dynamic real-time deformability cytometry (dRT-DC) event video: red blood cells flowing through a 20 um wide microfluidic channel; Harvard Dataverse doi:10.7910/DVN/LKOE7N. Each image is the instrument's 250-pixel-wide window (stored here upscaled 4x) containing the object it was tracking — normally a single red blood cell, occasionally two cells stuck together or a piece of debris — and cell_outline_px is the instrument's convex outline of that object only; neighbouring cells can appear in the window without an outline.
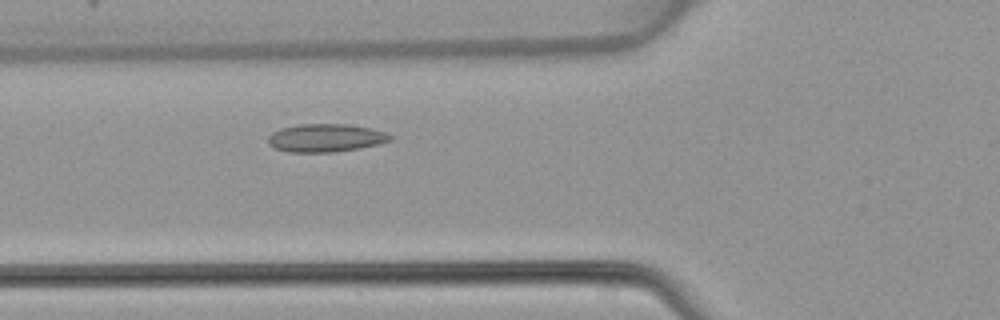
{"species": "common noctule bat (a hibernating species)", "species_latin": "Nyctalus noctula", "temperature_condition": "warm", "stored_images_in_passage": 42, "camera_frame_rate_fps": 3000, "um_per_image_px": 0.085, "animal": {"sex": "female", "body_mass_g": 22.7, "forearm_length_mm": 54.2}, "frame": {"image": 1, "passage_image": 12, "time_ms": 3.667, "image_size_px": [1000, 320], "cell_outline_px": [[392, 140], [380, 144], [360, 148], [332, 152], [288, 152], [276, 148], [268, 144], [268, 136], [272, 132], [280, 128], [300, 124], [348, 124], [372, 128], [384, 132], [392, 136]], "centroid_in_image_um": [27.69, 11.72], "position_along_channel_um": 98.1, "area_um2": 20.06}}
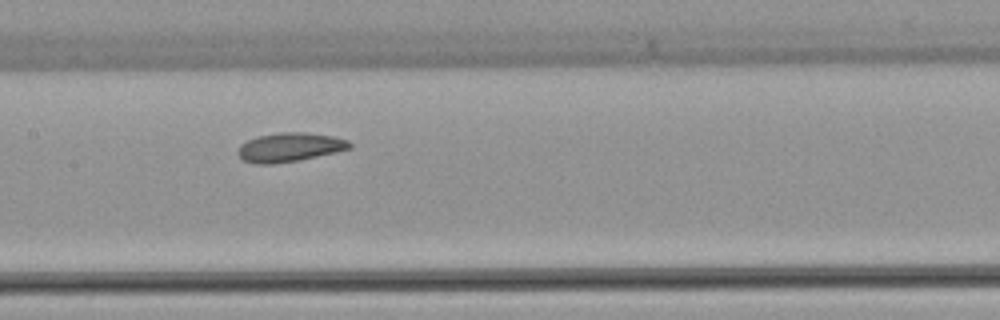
{"frame": {"image": 2, "passage_image": 18, "time_ms": 5.667, "image_size_px": [1000, 320], "cell_outline_px": [[352, 148], [336, 152], [296, 160], [272, 164], [252, 164], [244, 160], [236, 152], [240, 144], [248, 140], [260, 136], [280, 132], [304, 132], [336, 136], [348, 140], [352, 144]], "centroid_in_image_um": [24.63, 12.51], "position_along_channel_um": 182.8, "area_um2": 18.84}}
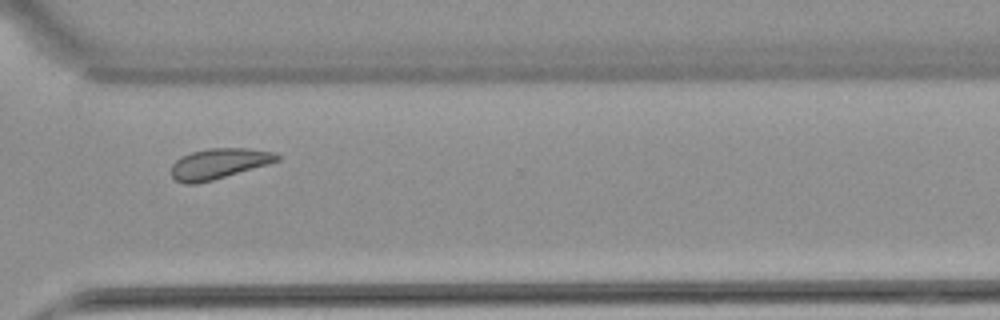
{"frame": {"image": 3, "passage_image": 30, "time_ms": 9.667, "image_size_px": [1000, 320], "cell_outline_px": [[280, 160], [268, 164], [212, 180], [196, 184], [184, 184], [176, 180], [172, 176], [172, 164], [180, 156], [192, 152], [208, 148], [248, 148], [276, 152], [280, 156]], "centroid_in_image_um": [18.6, 13.9], "position_along_channel_um": 352.0, "area_um2": 18.79}}